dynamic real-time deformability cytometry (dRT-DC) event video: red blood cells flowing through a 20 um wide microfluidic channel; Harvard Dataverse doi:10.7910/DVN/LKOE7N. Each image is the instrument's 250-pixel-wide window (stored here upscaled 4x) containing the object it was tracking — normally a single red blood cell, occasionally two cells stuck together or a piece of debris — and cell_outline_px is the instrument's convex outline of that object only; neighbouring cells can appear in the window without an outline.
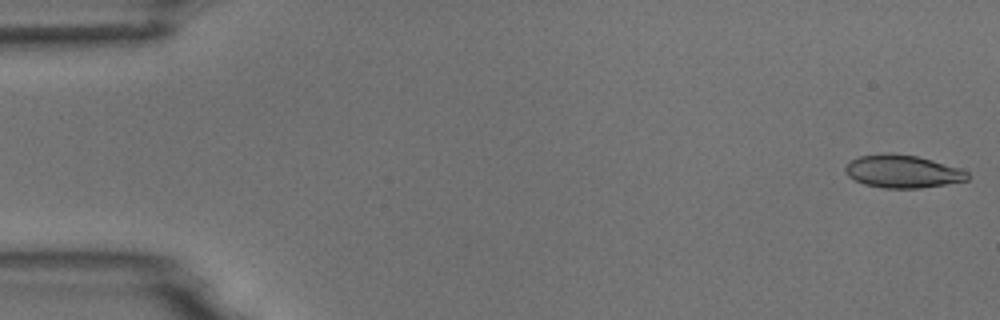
{"species": "common noctule bat (a hibernating species)", "species_latin": "Nyctalus noctula", "temperature_condition": "room temperature", "stored_images_in_passage": 5, "camera_frame_rate_fps": 3000, "um_per_image_px": 0.085, "animal": {"sex": "male", "body_mass_g": 18.8}, "frame": {"image": 1, "passage_image": 1, "time_ms": 0.0, "image_size_px": [1000, 320], "cell_outline_px": [[972, 176], [968, 180], [920, 188], [884, 188], [864, 184], [848, 176], [844, 172], [844, 168], [852, 160], [860, 156], [888, 152], [916, 156], [932, 160], [960, 168], [968, 172]], "centroid_in_image_um": [76.73, 14.57], "position_along_channel_um": 8.3, "area_um2": 23.35}}
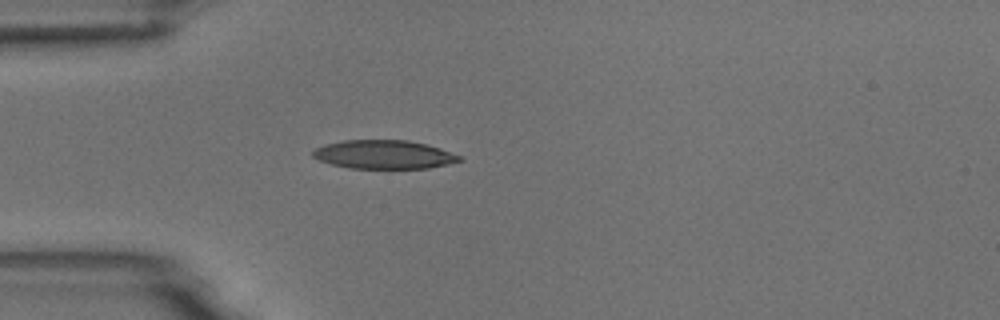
{"frame": {"image": 2, "passage_image": 5, "time_ms": 4.667, "image_size_px": [1000, 320], "cell_outline_px": [[464, 160], [428, 168], [348, 168], [332, 164], [320, 160], [312, 156], [312, 152], [316, 148], [324, 144], [344, 140], [408, 140], [440, 148], [460, 156]], "centroid_in_image_um": [32.61, 13.13], "position_along_channel_um": 52.4, "area_um2": 24.28}}